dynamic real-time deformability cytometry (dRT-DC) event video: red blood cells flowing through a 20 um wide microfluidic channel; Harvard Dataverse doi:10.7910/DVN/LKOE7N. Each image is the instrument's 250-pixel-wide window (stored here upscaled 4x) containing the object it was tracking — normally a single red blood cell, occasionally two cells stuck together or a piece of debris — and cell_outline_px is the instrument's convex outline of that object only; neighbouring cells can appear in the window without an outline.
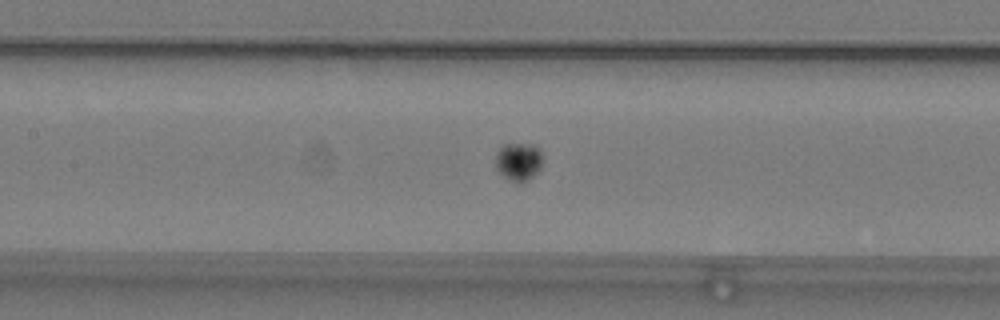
{"species": "common noctule bat (a hibernating species)", "species_latin": "Nyctalus noctula", "temperature_condition": "warm", "stored_images_in_passage": 33, "camera_frame_rate_fps": 3000, "um_per_image_px": 0.085, "animal": {"sex": "male", "body_mass_g": 19.2, "forearm_length_mm": 51.8}, "frame": {"image": 1, "passage_image": 9, "time_ms": 2.667, "image_size_px": [1000, 320], "cell_outline_px": [[540, 168], [528, 180], [520, 184], [516, 184], [508, 180], [496, 168], [496, 152], [504, 144], [532, 144], [540, 148]], "centroid_in_image_um": [44.05, 13.75], "position_along_channel_um": 163.4, "area_um2": 10.4}}
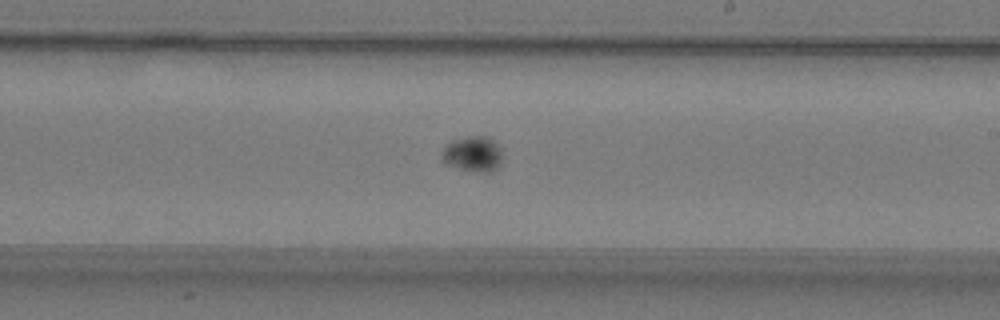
{"frame": {"image": 2, "passage_image": 16, "time_ms": 5.0, "image_size_px": [1000, 320], "cell_outline_px": [[500, 164], [492, 172], [476, 172], [444, 164], [440, 160], [440, 152], [452, 140], [464, 136], [488, 136], [500, 148]], "centroid_in_image_um": [40.13, 13.09], "position_along_channel_um": 248.9, "area_um2": 12.6}}
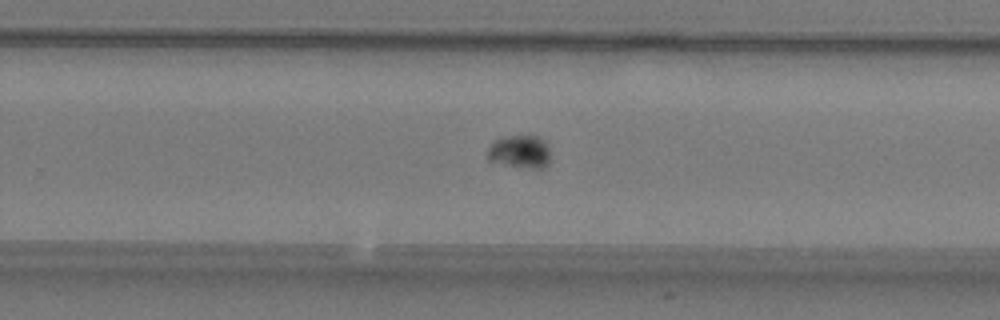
{"frame": {"image": 3, "passage_image": 19, "time_ms": 6.0, "image_size_px": [1000, 320], "cell_outline_px": [[552, 156], [548, 164], [544, 168], [528, 168], [504, 164], [488, 160], [488, 148], [496, 140], [512, 136], [536, 136], [544, 140]], "centroid_in_image_um": [44.25, 12.91], "position_along_channel_um": 285.6, "area_um2": 11.96}, "authors_computed_cell_mechanics": {"area_um2": 12.3114, "velocity_mm_per_s": 3.69, "shape_relaxation_time_tau1_ms": 2.3055, "shape_relaxation_time_tau2_ms": null, "deformation_change_tau1": 0.0928, "deformation_change_tau2": null}}